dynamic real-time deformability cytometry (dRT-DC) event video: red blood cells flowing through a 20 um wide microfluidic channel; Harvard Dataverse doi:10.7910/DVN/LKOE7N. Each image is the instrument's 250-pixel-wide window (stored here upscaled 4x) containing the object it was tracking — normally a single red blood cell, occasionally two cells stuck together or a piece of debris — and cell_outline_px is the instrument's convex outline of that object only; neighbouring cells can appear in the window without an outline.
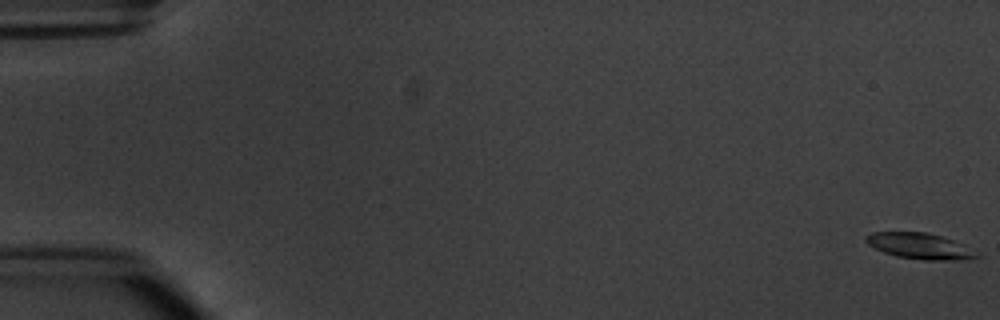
{"species": "common noctule bat (a hibernating species)", "species_latin": "Nyctalus noctula", "temperature_condition": "warm", "stored_images_in_passage": 7, "camera_frame_rate_fps": 3000, "um_per_image_px": 0.085, "animal": {"sex": "male", "body_mass_g": 20.1, "forearm_length_mm": 53.5}, "frame": {"image": 1, "passage_image": 1, "time_ms": 0.0, "image_size_px": [1000, 320], "cell_outline_px": [[980, 256], [964, 260], [924, 260], [896, 256], [884, 252], [868, 244], [864, 240], [864, 236], [872, 232], [928, 232], [964, 244]], "centroid_in_image_um": [78.16, 20.91], "position_along_channel_um": 6.8, "area_um2": 16.65}}
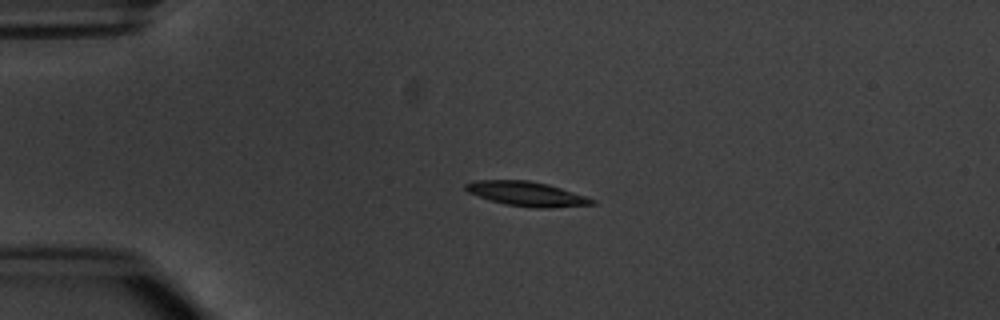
{"frame": {"image": 2, "passage_image": 5, "time_ms": 4.333, "image_size_px": [1000, 320], "cell_outline_px": [[596, 204], [548, 208], [536, 208], [504, 204], [468, 192], [464, 188], [464, 184], [476, 180], [528, 180], [548, 184], [588, 196], [596, 200]], "centroid_in_image_um": [44.82, 16.47], "position_along_channel_um": 40.2, "area_um2": 18.03}}